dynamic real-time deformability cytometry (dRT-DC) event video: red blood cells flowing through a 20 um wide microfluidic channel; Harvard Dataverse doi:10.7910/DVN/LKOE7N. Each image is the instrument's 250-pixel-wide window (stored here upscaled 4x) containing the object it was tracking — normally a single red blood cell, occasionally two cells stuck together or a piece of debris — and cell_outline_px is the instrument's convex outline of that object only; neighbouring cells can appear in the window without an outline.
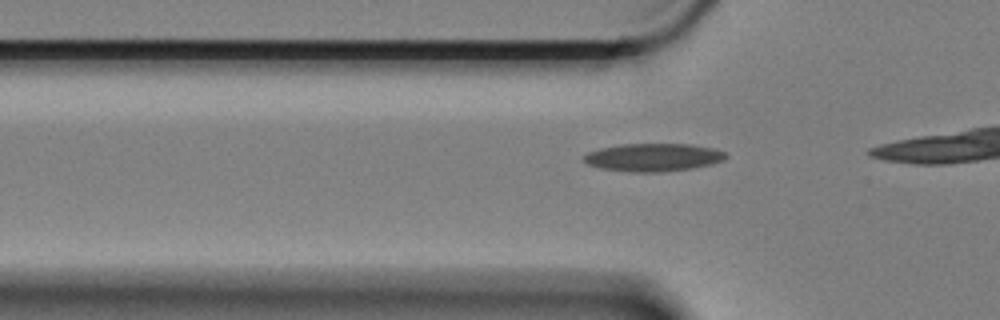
{"species": "Egyptian fruit bat (a non-hibernating species)", "species_latin": "Rousettus aegyptiacus", "temperature_condition": "cold", "stored_images_in_passage": 10, "camera_frame_rate_fps": 3000, "um_per_image_px": 0.085, "animal": {"sex": "female"}, "frame": {"image": 1, "passage_image": 4, "time_ms": 1.0, "image_size_px": [1000, 320], "cell_outline_px": [[728, 156], [724, 160], [712, 164], [692, 168], [664, 172], [632, 172], [600, 168], [588, 164], [584, 160], [584, 156], [588, 152], [600, 148], [624, 144], [692, 144], [716, 148], [728, 152]], "centroid_in_image_um": [55.6, 13.37], "position_along_channel_um": 70.2, "area_um2": 23.29}}
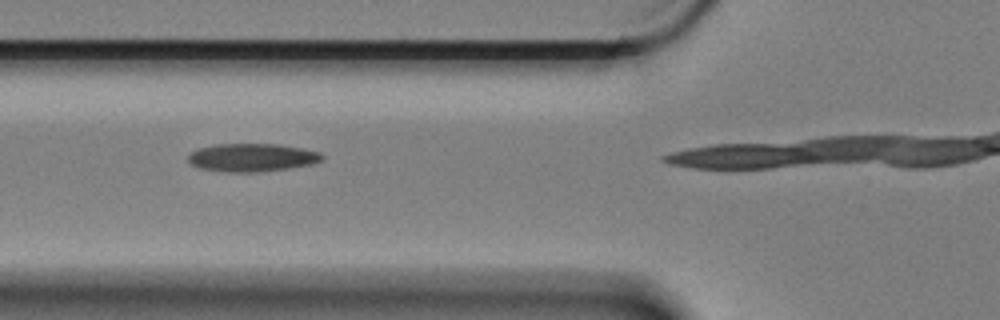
{"frame": {"image": 2, "passage_image": 7, "time_ms": 2.0, "image_size_px": [1000, 320], "cell_outline_px": [[324, 160], [312, 164], [284, 168], [252, 172], [228, 172], [200, 168], [192, 164], [188, 160], [188, 156], [192, 152], [200, 148], [216, 144], [276, 144], [304, 148], [320, 152], [324, 156]], "centroid_in_image_um": [21.45, 13.38], "position_along_channel_um": 104.3, "area_um2": 21.68}}